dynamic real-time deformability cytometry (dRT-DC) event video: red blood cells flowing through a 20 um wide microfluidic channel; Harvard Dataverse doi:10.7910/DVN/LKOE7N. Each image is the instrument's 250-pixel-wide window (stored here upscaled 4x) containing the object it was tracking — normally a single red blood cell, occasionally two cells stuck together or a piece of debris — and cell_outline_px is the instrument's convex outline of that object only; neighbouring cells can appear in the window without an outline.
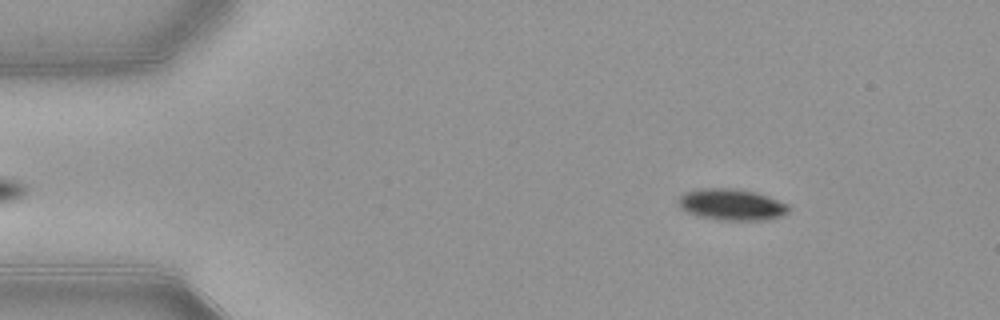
{"species": "common noctule bat (a hibernating species)", "species_latin": "Nyctalus noctula", "temperature_condition": "warm", "stored_images_in_passage": 49, "camera_frame_rate_fps": 3000, "um_per_image_px": 0.085, "animal": {"sex": "female", "body_mass_g": 21.9}, "frame": {"image": 1, "passage_image": 4, "time_ms": 1.0, "image_size_px": [1000, 320], "cell_outline_px": [[792, 208], [788, 212], [780, 216], [768, 220], [720, 220], [696, 216], [680, 208], [680, 196], [684, 192], [700, 188], [736, 188], [756, 192], [768, 196], [788, 204]], "centroid_in_image_um": [62.21, 17.39], "position_along_channel_um": 22.8, "area_um2": 20.35}}
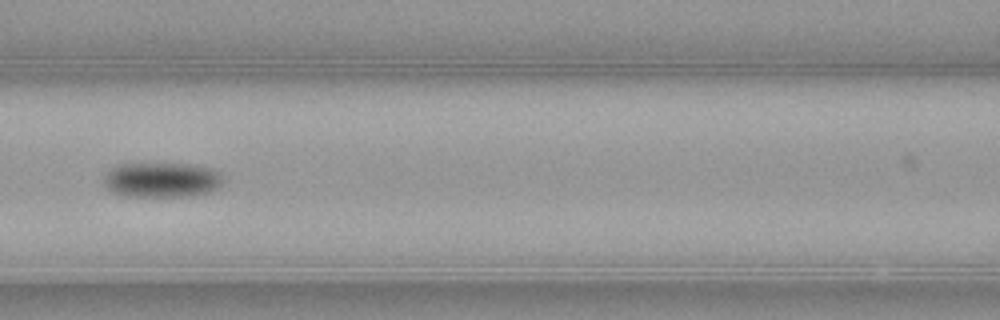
{"frame": {"image": 2, "passage_image": 20, "time_ms": 6.333, "image_size_px": [1000, 320], "cell_outline_px": [[224, 180], [212, 192], [188, 196], [124, 196], [112, 192], [104, 184], [104, 176], [116, 164], [188, 164], [212, 168], [220, 172]], "centroid_in_image_um": [13.76, 15.29], "position_along_channel_um": 152.8, "area_um2": 24.33}}
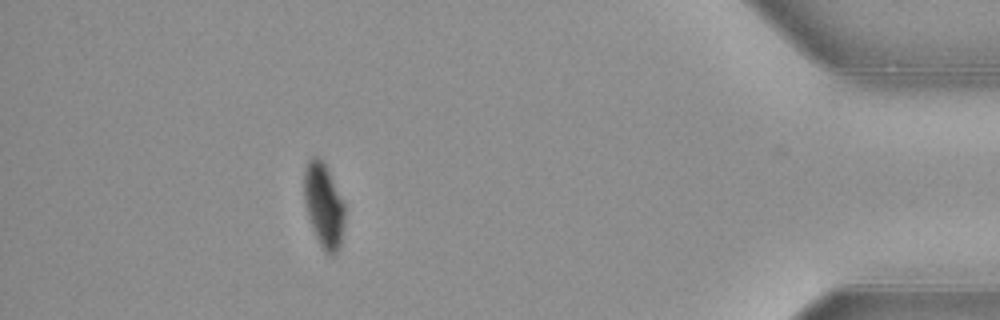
{"frame": {"image": 3, "passage_image": 44, "time_ms": 14.333, "image_size_px": [1000, 320], "cell_outline_px": [[344, 224], [340, 244], [336, 252], [332, 256], [328, 256], [324, 252], [312, 228], [304, 204], [304, 168], [308, 160], [312, 156], [320, 156], [344, 204]], "centroid_in_image_um": [27.49, 17.47], "position_along_channel_um": 407.7, "area_um2": 19.77}, "authors_computed_cell_mechanics": {"area_um2": 22.542, "velocity_mm_per_s": 3.8893, "shape_relaxation_time_tau1_ms": 2.5953, "shape_relaxation_time_tau2_ms": null, "deformation_change_tau1": 0.1315, "deformation_change_tau2": null}}